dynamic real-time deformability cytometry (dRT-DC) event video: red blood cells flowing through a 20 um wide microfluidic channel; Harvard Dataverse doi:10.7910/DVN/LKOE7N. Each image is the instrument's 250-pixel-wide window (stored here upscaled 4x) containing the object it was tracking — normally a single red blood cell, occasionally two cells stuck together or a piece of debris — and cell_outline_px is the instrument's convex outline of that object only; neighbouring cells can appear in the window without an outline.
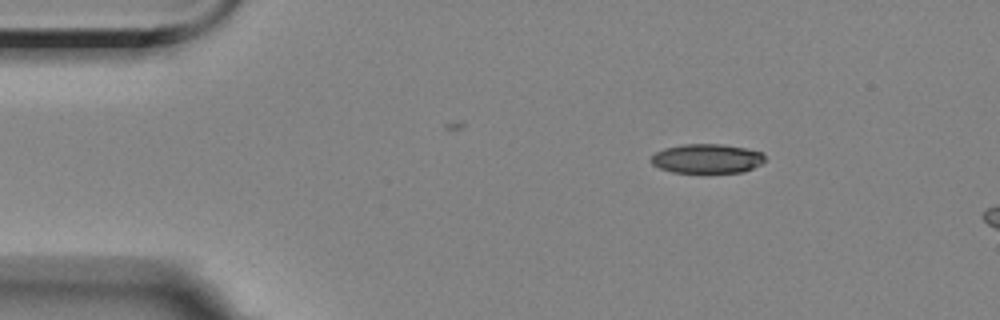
{"species": "Egyptian fruit bat (a non-hibernating species)", "species_latin": "Rousettus aegyptiacus", "temperature_condition": "room temperature", "stored_images_in_passage": 3, "camera_frame_rate_fps": 3000, "um_per_image_px": 0.085, "animal": {"sex": "female"}, "frame": {"image": 1, "passage_image": 1, "time_ms": 0.0, "image_size_px": [1000, 320], "cell_outline_px": [[764, 160], [760, 164], [744, 172], [704, 176], [672, 172], [660, 168], [652, 164], [652, 156], [656, 152], [664, 148], [684, 144], [720, 144], [744, 148], [760, 152], [764, 156]], "centroid_in_image_um": [60.07, 13.54], "position_along_channel_um": 24.9, "area_um2": 20.17}}